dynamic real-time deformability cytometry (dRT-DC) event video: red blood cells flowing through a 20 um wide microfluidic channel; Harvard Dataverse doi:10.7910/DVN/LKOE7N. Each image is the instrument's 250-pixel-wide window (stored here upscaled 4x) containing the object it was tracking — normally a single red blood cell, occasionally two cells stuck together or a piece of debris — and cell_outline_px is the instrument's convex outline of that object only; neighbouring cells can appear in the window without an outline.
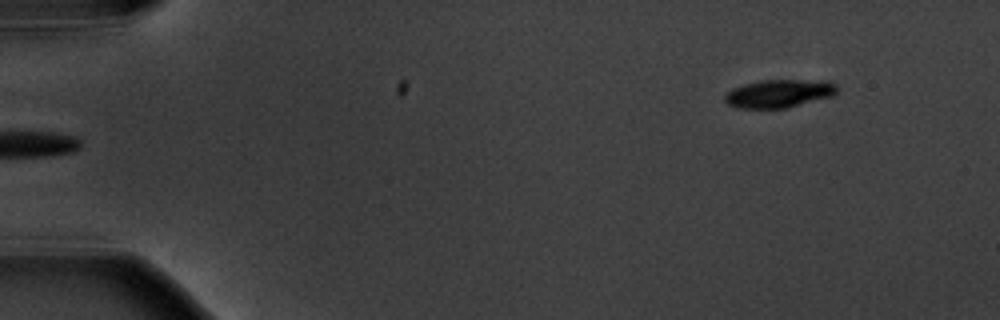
{"species": "common noctule bat (a hibernating species)", "species_latin": "Nyctalus noctula", "temperature_condition": "warm", "stored_images_in_passage": 5, "segment_of_instrument_passage": [2, 2], "camera_frame_rate_fps": 3000, "um_per_image_px": 0.085, "animal": {"sex": "male", "body_mass_g": 20.1, "forearm_length_mm": 53.5}, "frame": {"image": 1, "passage_image": 5, "time_ms": 5.0, "image_size_px": [1000, 320], "cell_outline_px": [[836, 92], [832, 96], [784, 108], [736, 108], [728, 104], [724, 100], [724, 96], [732, 88], [744, 84], [760, 80], [800, 80], [836, 84]], "centroid_in_image_um": [66.12, 7.96], "position_along_channel_um": 18.9, "area_um2": 17.92}}